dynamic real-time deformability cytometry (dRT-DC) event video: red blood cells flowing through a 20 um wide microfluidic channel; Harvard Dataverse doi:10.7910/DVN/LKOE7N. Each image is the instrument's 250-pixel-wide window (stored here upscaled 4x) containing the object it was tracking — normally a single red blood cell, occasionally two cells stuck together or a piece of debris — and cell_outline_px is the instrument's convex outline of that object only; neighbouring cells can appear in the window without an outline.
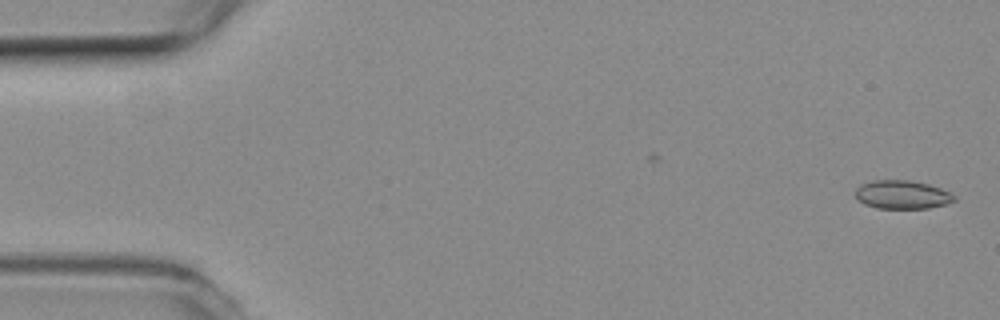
{"species": "common noctule bat (a hibernating species)", "species_latin": "Nyctalus noctula", "temperature_condition": "room temperature", "stored_images_in_passage": 5, "camera_frame_rate_fps": 3000, "um_per_image_px": 0.085, "animal": {"sex": "female", "body_mass_g": 19.3, "forearm_length_mm": 54.1}, "frame": {"image": 1, "passage_image": 1, "time_ms": 0.0, "image_size_px": [1000, 320], "cell_outline_px": [[956, 200], [948, 204], [928, 208], [876, 208], [864, 204], [856, 196], [856, 188], [860, 184], [872, 180], [908, 180], [928, 184], [940, 188], [956, 196]], "centroid_in_image_um": [76.69, 16.54], "position_along_channel_um": 8.3, "area_um2": 16.42}}
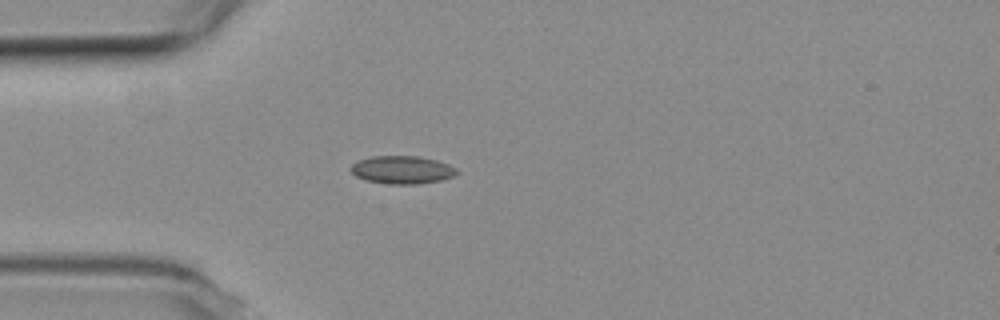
{"frame": {"image": 2, "passage_image": 5, "time_ms": 1.333, "image_size_px": [1000, 320], "cell_outline_px": [[456, 172], [452, 176], [440, 180], [420, 184], [388, 184], [368, 180], [356, 176], [348, 168], [356, 160], [372, 156], [416, 156], [436, 160], [448, 164], [456, 168]], "centroid_in_image_um": [34.13, 14.43], "position_along_channel_um": 50.9, "area_um2": 17.17}}